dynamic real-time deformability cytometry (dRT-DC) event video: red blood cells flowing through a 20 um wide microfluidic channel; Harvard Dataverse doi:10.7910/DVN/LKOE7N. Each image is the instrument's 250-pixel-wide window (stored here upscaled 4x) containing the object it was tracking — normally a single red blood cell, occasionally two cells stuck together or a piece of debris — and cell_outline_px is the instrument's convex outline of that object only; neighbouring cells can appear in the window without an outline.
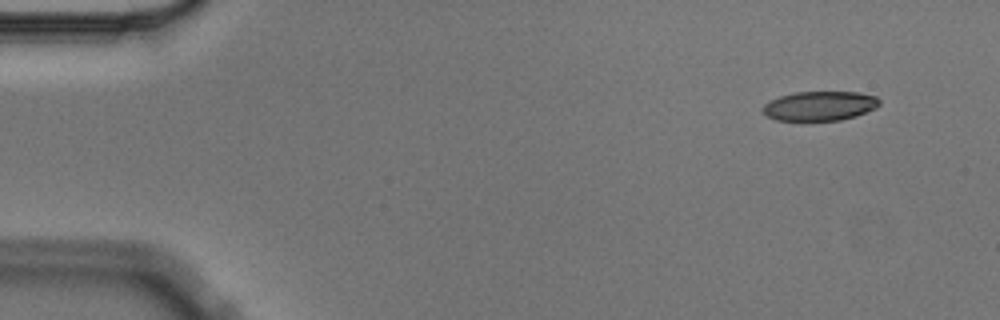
{"species": "Egyptian fruit bat (a non-hibernating species)", "species_latin": "Rousettus aegyptiacus", "temperature_condition": "cold", "stored_images_in_passage": 4, "camera_frame_rate_fps": 3000, "um_per_image_px": 0.085, "animal": {"sex": "male"}, "frame": {"image": 1, "passage_image": 1, "time_ms": 0.0, "image_size_px": [1000, 320], "cell_outline_px": [[880, 104], [876, 108], [856, 116], [840, 120], [804, 124], [776, 120], [768, 116], [760, 108], [764, 104], [780, 96], [792, 92], [856, 92], [876, 96], [880, 100]], "centroid_in_image_um": [69.64, 9.05], "position_along_channel_um": 15.4, "area_um2": 20.87}}
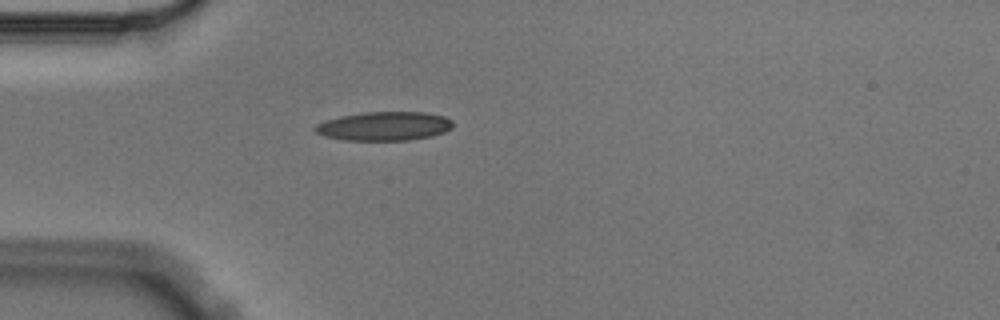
{"frame": {"image": 2, "passage_image": 4, "time_ms": 1.0, "image_size_px": [1000, 320], "cell_outline_px": [[452, 128], [444, 132], [428, 136], [408, 140], [344, 140], [324, 136], [316, 132], [312, 128], [316, 124], [324, 120], [340, 116], [364, 112], [424, 112], [444, 116], [452, 120]], "centroid_in_image_um": [32.62, 10.71], "position_along_channel_um": 52.4, "area_um2": 23.18}}